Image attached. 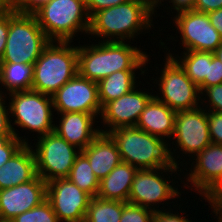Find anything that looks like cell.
Segmentation results:
<instances>
[{"label":"cell","instance_id":"cell-21","mask_svg":"<svg viewBox=\"0 0 222 222\" xmlns=\"http://www.w3.org/2000/svg\"><path fill=\"white\" fill-rule=\"evenodd\" d=\"M176 114L177 112L153 96L142 111L136 127L151 135L169 139L174 133Z\"/></svg>","mask_w":222,"mask_h":222},{"label":"cell","instance_id":"cell-40","mask_svg":"<svg viewBox=\"0 0 222 222\" xmlns=\"http://www.w3.org/2000/svg\"><path fill=\"white\" fill-rule=\"evenodd\" d=\"M164 2L163 0H152V5H153V11L158 6H161L160 4ZM169 3H172L170 9H173L175 11H181V10H186V9H192L193 4L195 3V0H170L168 1Z\"/></svg>","mask_w":222,"mask_h":222},{"label":"cell","instance_id":"cell-16","mask_svg":"<svg viewBox=\"0 0 222 222\" xmlns=\"http://www.w3.org/2000/svg\"><path fill=\"white\" fill-rule=\"evenodd\" d=\"M136 88L117 99L109 101L102 107L100 118L103 119L102 123L109 127V130L100 129V132L109 133L119 127L136 126L142 111L154 96L150 92L145 93L140 88L139 91Z\"/></svg>","mask_w":222,"mask_h":222},{"label":"cell","instance_id":"cell-46","mask_svg":"<svg viewBox=\"0 0 222 222\" xmlns=\"http://www.w3.org/2000/svg\"><path fill=\"white\" fill-rule=\"evenodd\" d=\"M210 206L214 209L213 210V213H215V216H219L217 219H218V222H222V213H220L211 203H210Z\"/></svg>","mask_w":222,"mask_h":222},{"label":"cell","instance_id":"cell-24","mask_svg":"<svg viewBox=\"0 0 222 222\" xmlns=\"http://www.w3.org/2000/svg\"><path fill=\"white\" fill-rule=\"evenodd\" d=\"M34 64L0 63V84L9 92L32 89Z\"/></svg>","mask_w":222,"mask_h":222},{"label":"cell","instance_id":"cell-17","mask_svg":"<svg viewBox=\"0 0 222 222\" xmlns=\"http://www.w3.org/2000/svg\"><path fill=\"white\" fill-rule=\"evenodd\" d=\"M196 158V159H195ZM193 158L191 170L187 175L186 184L203 195L222 177V145L209 144ZM193 168V170H192ZM189 176V177H188Z\"/></svg>","mask_w":222,"mask_h":222},{"label":"cell","instance_id":"cell-10","mask_svg":"<svg viewBox=\"0 0 222 222\" xmlns=\"http://www.w3.org/2000/svg\"><path fill=\"white\" fill-rule=\"evenodd\" d=\"M181 171L182 169L155 168V169H138L133 177V182L130 188L128 202L142 207L158 211V203L175 199L181 194L178 188L170 185V180L164 178L163 172ZM159 171V172H158ZM162 171V172H161ZM162 176H161V175ZM154 206V207H153ZM157 207V208H155Z\"/></svg>","mask_w":222,"mask_h":222},{"label":"cell","instance_id":"cell-41","mask_svg":"<svg viewBox=\"0 0 222 222\" xmlns=\"http://www.w3.org/2000/svg\"><path fill=\"white\" fill-rule=\"evenodd\" d=\"M208 14L211 25L217 30L222 37V8L211 11Z\"/></svg>","mask_w":222,"mask_h":222},{"label":"cell","instance_id":"cell-42","mask_svg":"<svg viewBox=\"0 0 222 222\" xmlns=\"http://www.w3.org/2000/svg\"><path fill=\"white\" fill-rule=\"evenodd\" d=\"M222 188V177L203 195L207 202Z\"/></svg>","mask_w":222,"mask_h":222},{"label":"cell","instance_id":"cell-25","mask_svg":"<svg viewBox=\"0 0 222 222\" xmlns=\"http://www.w3.org/2000/svg\"><path fill=\"white\" fill-rule=\"evenodd\" d=\"M182 58L174 59L185 70L187 77L199 86L207 77L208 64H211L212 52L184 51ZM180 60V61H179Z\"/></svg>","mask_w":222,"mask_h":222},{"label":"cell","instance_id":"cell-20","mask_svg":"<svg viewBox=\"0 0 222 222\" xmlns=\"http://www.w3.org/2000/svg\"><path fill=\"white\" fill-rule=\"evenodd\" d=\"M33 146L24 144L0 167V189H7L33 180L37 176Z\"/></svg>","mask_w":222,"mask_h":222},{"label":"cell","instance_id":"cell-27","mask_svg":"<svg viewBox=\"0 0 222 222\" xmlns=\"http://www.w3.org/2000/svg\"><path fill=\"white\" fill-rule=\"evenodd\" d=\"M123 202L91 198L84 222H120Z\"/></svg>","mask_w":222,"mask_h":222},{"label":"cell","instance_id":"cell-33","mask_svg":"<svg viewBox=\"0 0 222 222\" xmlns=\"http://www.w3.org/2000/svg\"><path fill=\"white\" fill-rule=\"evenodd\" d=\"M0 91V134H13L14 136H16L17 138H19L20 140L23 138V137H19L18 133H16L15 129L13 126H12V122L10 121V115H9V106H5V100L4 98H6V94L3 95L4 93ZM4 97H3V96ZM7 108V109H6Z\"/></svg>","mask_w":222,"mask_h":222},{"label":"cell","instance_id":"cell-18","mask_svg":"<svg viewBox=\"0 0 222 222\" xmlns=\"http://www.w3.org/2000/svg\"><path fill=\"white\" fill-rule=\"evenodd\" d=\"M59 125H54V131L69 144L80 151L84 150L100 133L94 128V120L98 114L84 112L60 113Z\"/></svg>","mask_w":222,"mask_h":222},{"label":"cell","instance_id":"cell-19","mask_svg":"<svg viewBox=\"0 0 222 222\" xmlns=\"http://www.w3.org/2000/svg\"><path fill=\"white\" fill-rule=\"evenodd\" d=\"M81 153L88 159L99 181L122 162L117 144L109 133L100 132Z\"/></svg>","mask_w":222,"mask_h":222},{"label":"cell","instance_id":"cell-44","mask_svg":"<svg viewBox=\"0 0 222 222\" xmlns=\"http://www.w3.org/2000/svg\"><path fill=\"white\" fill-rule=\"evenodd\" d=\"M11 7V0H0V10Z\"/></svg>","mask_w":222,"mask_h":222},{"label":"cell","instance_id":"cell-1","mask_svg":"<svg viewBox=\"0 0 222 222\" xmlns=\"http://www.w3.org/2000/svg\"><path fill=\"white\" fill-rule=\"evenodd\" d=\"M148 56L126 42L100 41L98 44L78 46V74L99 82L118 71H141L148 63ZM144 70V71H142Z\"/></svg>","mask_w":222,"mask_h":222},{"label":"cell","instance_id":"cell-13","mask_svg":"<svg viewBox=\"0 0 222 222\" xmlns=\"http://www.w3.org/2000/svg\"><path fill=\"white\" fill-rule=\"evenodd\" d=\"M54 110L59 113L101 114L98 83L77 74L52 95Z\"/></svg>","mask_w":222,"mask_h":222},{"label":"cell","instance_id":"cell-2","mask_svg":"<svg viewBox=\"0 0 222 222\" xmlns=\"http://www.w3.org/2000/svg\"><path fill=\"white\" fill-rule=\"evenodd\" d=\"M153 14L152 0H128L95 12L90 17L88 35L101 37L103 41L134 40L135 35L141 34L143 29L150 30Z\"/></svg>","mask_w":222,"mask_h":222},{"label":"cell","instance_id":"cell-28","mask_svg":"<svg viewBox=\"0 0 222 222\" xmlns=\"http://www.w3.org/2000/svg\"><path fill=\"white\" fill-rule=\"evenodd\" d=\"M9 222H60L51 203L46 199L40 205L15 216Z\"/></svg>","mask_w":222,"mask_h":222},{"label":"cell","instance_id":"cell-9","mask_svg":"<svg viewBox=\"0 0 222 222\" xmlns=\"http://www.w3.org/2000/svg\"><path fill=\"white\" fill-rule=\"evenodd\" d=\"M34 145L37 175L46 183L58 178H67L81 152L55 131L39 137Z\"/></svg>","mask_w":222,"mask_h":222},{"label":"cell","instance_id":"cell-34","mask_svg":"<svg viewBox=\"0 0 222 222\" xmlns=\"http://www.w3.org/2000/svg\"><path fill=\"white\" fill-rule=\"evenodd\" d=\"M50 0H11V8L21 14H34Z\"/></svg>","mask_w":222,"mask_h":222},{"label":"cell","instance_id":"cell-5","mask_svg":"<svg viewBox=\"0 0 222 222\" xmlns=\"http://www.w3.org/2000/svg\"><path fill=\"white\" fill-rule=\"evenodd\" d=\"M51 42L34 14H21L8 8V34L0 63L34 64Z\"/></svg>","mask_w":222,"mask_h":222},{"label":"cell","instance_id":"cell-7","mask_svg":"<svg viewBox=\"0 0 222 222\" xmlns=\"http://www.w3.org/2000/svg\"><path fill=\"white\" fill-rule=\"evenodd\" d=\"M8 94L11 97L9 114L15 118L14 125L37 132V138L54 131L52 96L32 89Z\"/></svg>","mask_w":222,"mask_h":222},{"label":"cell","instance_id":"cell-43","mask_svg":"<svg viewBox=\"0 0 222 222\" xmlns=\"http://www.w3.org/2000/svg\"><path fill=\"white\" fill-rule=\"evenodd\" d=\"M13 134H0V151L2 147L13 137Z\"/></svg>","mask_w":222,"mask_h":222},{"label":"cell","instance_id":"cell-3","mask_svg":"<svg viewBox=\"0 0 222 222\" xmlns=\"http://www.w3.org/2000/svg\"><path fill=\"white\" fill-rule=\"evenodd\" d=\"M109 134L117 144L122 162L137 169L179 168L172 148L165 139L136 126L119 127L111 130Z\"/></svg>","mask_w":222,"mask_h":222},{"label":"cell","instance_id":"cell-22","mask_svg":"<svg viewBox=\"0 0 222 222\" xmlns=\"http://www.w3.org/2000/svg\"><path fill=\"white\" fill-rule=\"evenodd\" d=\"M138 169L121 162L100 181L97 197L105 200L128 202L133 177Z\"/></svg>","mask_w":222,"mask_h":222},{"label":"cell","instance_id":"cell-15","mask_svg":"<svg viewBox=\"0 0 222 222\" xmlns=\"http://www.w3.org/2000/svg\"><path fill=\"white\" fill-rule=\"evenodd\" d=\"M46 196L47 183L39 175L29 182L0 189V222H9L40 205Z\"/></svg>","mask_w":222,"mask_h":222},{"label":"cell","instance_id":"cell-45","mask_svg":"<svg viewBox=\"0 0 222 222\" xmlns=\"http://www.w3.org/2000/svg\"><path fill=\"white\" fill-rule=\"evenodd\" d=\"M213 53L222 62V43L220 44V46Z\"/></svg>","mask_w":222,"mask_h":222},{"label":"cell","instance_id":"cell-11","mask_svg":"<svg viewBox=\"0 0 222 222\" xmlns=\"http://www.w3.org/2000/svg\"><path fill=\"white\" fill-rule=\"evenodd\" d=\"M174 20L185 51L214 52L222 37L211 25L208 14L193 9L175 12Z\"/></svg>","mask_w":222,"mask_h":222},{"label":"cell","instance_id":"cell-8","mask_svg":"<svg viewBox=\"0 0 222 222\" xmlns=\"http://www.w3.org/2000/svg\"><path fill=\"white\" fill-rule=\"evenodd\" d=\"M164 69L157 80L161 96H154L175 112L192 110L200 107L199 87L188 77L185 70L174 59L173 54H166ZM199 104V105H198Z\"/></svg>","mask_w":222,"mask_h":222},{"label":"cell","instance_id":"cell-35","mask_svg":"<svg viewBox=\"0 0 222 222\" xmlns=\"http://www.w3.org/2000/svg\"><path fill=\"white\" fill-rule=\"evenodd\" d=\"M27 139L20 140L13 136L0 151V167L4 165L24 144H29Z\"/></svg>","mask_w":222,"mask_h":222},{"label":"cell","instance_id":"cell-29","mask_svg":"<svg viewBox=\"0 0 222 222\" xmlns=\"http://www.w3.org/2000/svg\"><path fill=\"white\" fill-rule=\"evenodd\" d=\"M154 211L140 205L123 202L120 222H152Z\"/></svg>","mask_w":222,"mask_h":222},{"label":"cell","instance_id":"cell-6","mask_svg":"<svg viewBox=\"0 0 222 222\" xmlns=\"http://www.w3.org/2000/svg\"><path fill=\"white\" fill-rule=\"evenodd\" d=\"M51 41H72L78 32L89 33L90 16L85 0H50L34 13Z\"/></svg>","mask_w":222,"mask_h":222},{"label":"cell","instance_id":"cell-30","mask_svg":"<svg viewBox=\"0 0 222 222\" xmlns=\"http://www.w3.org/2000/svg\"><path fill=\"white\" fill-rule=\"evenodd\" d=\"M222 83V62L212 52L211 64H208L207 77L198 86L200 93L205 89L213 85Z\"/></svg>","mask_w":222,"mask_h":222},{"label":"cell","instance_id":"cell-32","mask_svg":"<svg viewBox=\"0 0 222 222\" xmlns=\"http://www.w3.org/2000/svg\"><path fill=\"white\" fill-rule=\"evenodd\" d=\"M207 118L211 142L222 145V113L208 111Z\"/></svg>","mask_w":222,"mask_h":222},{"label":"cell","instance_id":"cell-31","mask_svg":"<svg viewBox=\"0 0 222 222\" xmlns=\"http://www.w3.org/2000/svg\"><path fill=\"white\" fill-rule=\"evenodd\" d=\"M201 94H202L201 96H203V97H204V95L207 96V102L209 103V105H206L207 102L203 101V100H205L203 97L201 98L202 99L201 101L203 103L200 101V104L205 103V106L207 108L209 106V109H207V110L210 112L222 113V83L205 88L201 92Z\"/></svg>","mask_w":222,"mask_h":222},{"label":"cell","instance_id":"cell-38","mask_svg":"<svg viewBox=\"0 0 222 222\" xmlns=\"http://www.w3.org/2000/svg\"><path fill=\"white\" fill-rule=\"evenodd\" d=\"M222 8V0H195L192 9L198 12L209 13Z\"/></svg>","mask_w":222,"mask_h":222},{"label":"cell","instance_id":"cell-14","mask_svg":"<svg viewBox=\"0 0 222 222\" xmlns=\"http://www.w3.org/2000/svg\"><path fill=\"white\" fill-rule=\"evenodd\" d=\"M172 139L176 140L173 145L178 146L182 154L193 158L211 144L207 110L200 106L177 112Z\"/></svg>","mask_w":222,"mask_h":222},{"label":"cell","instance_id":"cell-36","mask_svg":"<svg viewBox=\"0 0 222 222\" xmlns=\"http://www.w3.org/2000/svg\"><path fill=\"white\" fill-rule=\"evenodd\" d=\"M126 1L128 0H85L90 17L97 11L125 3Z\"/></svg>","mask_w":222,"mask_h":222},{"label":"cell","instance_id":"cell-4","mask_svg":"<svg viewBox=\"0 0 222 222\" xmlns=\"http://www.w3.org/2000/svg\"><path fill=\"white\" fill-rule=\"evenodd\" d=\"M70 43L51 41L44 48L34 63L32 90L52 96L78 74V46Z\"/></svg>","mask_w":222,"mask_h":222},{"label":"cell","instance_id":"cell-39","mask_svg":"<svg viewBox=\"0 0 222 222\" xmlns=\"http://www.w3.org/2000/svg\"><path fill=\"white\" fill-rule=\"evenodd\" d=\"M8 34V9L0 10V58L2 57Z\"/></svg>","mask_w":222,"mask_h":222},{"label":"cell","instance_id":"cell-23","mask_svg":"<svg viewBox=\"0 0 222 222\" xmlns=\"http://www.w3.org/2000/svg\"><path fill=\"white\" fill-rule=\"evenodd\" d=\"M135 71H118L98 82L99 101L103 107L136 87Z\"/></svg>","mask_w":222,"mask_h":222},{"label":"cell","instance_id":"cell-12","mask_svg":"<svg viewBox=\"0 0 222 222\" xmlns=\"http://www.w3.org/2000/svg\"><path fill=\"white\" fill-rule=\"evenodd\" d=\"M91 198L68 178H58L47 183L46 199L60 222H84Z\"/></svg>","mask_w":222,"mask_h":222},{"label":"cell","instance_id":"cell-37","mask_svg":"<svg viewBox=\"0 0 222 222\" xmlns=\"http://www.w3.org/2000/svg\"><path fill=\"white\" fill-rule=\"evenodd\" d=\"M152 222H191L184 217L183 215L173 214L170 210L166 211L159 209L158 211H154V215L152 218Z\"/></svg>","mask_w":222,"mask_h":222},{"label":"cell","instance_id":"cell-26","mask_svg":"<svg viewBox=\"0 0 222 222\" xmlns=\"http://www.w3.org/2000/svg\"><path fill=\"white\" fill-rule=\"evenodd\" d=\"M67 178L92 198L97 196L100 181L94 174L88 159L81 152L76 157Z\"/></svg>","mask_w":222,"mask_h":222}]
</instances>
